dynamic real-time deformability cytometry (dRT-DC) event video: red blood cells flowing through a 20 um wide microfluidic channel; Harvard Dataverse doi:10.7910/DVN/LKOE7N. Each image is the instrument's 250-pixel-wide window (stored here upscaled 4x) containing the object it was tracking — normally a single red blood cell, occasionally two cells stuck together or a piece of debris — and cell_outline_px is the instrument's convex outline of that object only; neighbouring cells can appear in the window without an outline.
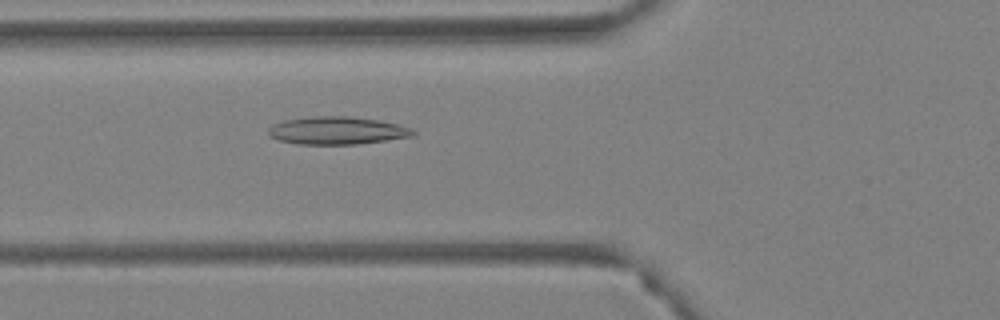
{"species": "Egyptian fruit bat (a non-hibernating species)", "species_latin": "Rousettus aegyptiacus", "temperature_condition": "warm", "stored_images_in_passage": 48, "camera_frame_rate_fps": 3000, "um_per_image_px": 0.085, "animal": {"sex": "female"}, "frame": {"image": 1, "passage_image": 14, "time_ms": 4.333, "image_size_px": [1000, 320], "cell_outline_px": [[416, 132], [412, 136], [356, 144], [296, 144], [280, 140], [272, 136], [268, 132], [268, 128], [272, 124], [284, 120], [312, 116], [348, 116], [380, 120], [412, 128]], "centroid_in_image_um": [28.63, 11.09], "position_along_channel_um": 97.2, "area_um2": 23.24}}
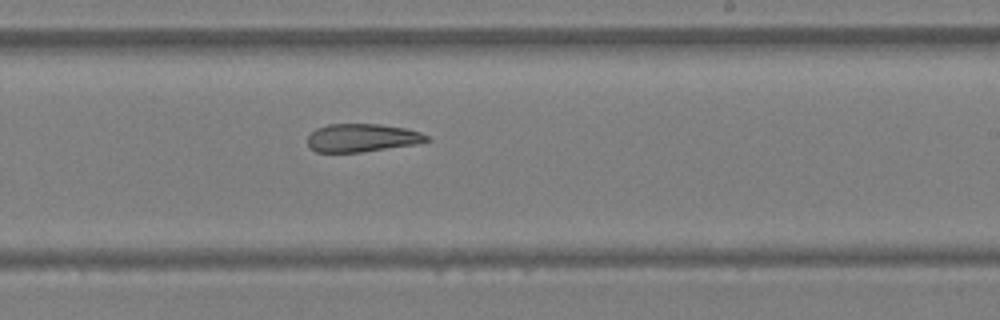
{"frame": {"image": 2, "passage_image": 27, "time_ms": 8.667, "image_size_px": [1000, 320], "cell_outline_px": [[432, 140], [416, 144], [360, 152], [316, 152], [308, 148], [308, 136], [316, 128], [328, 124], [380, 124], [408, 128], [420, 132], [428, 136]], "centroid_in_image_um": [30.78, 11.71], "position_along_channel_um": 258.2, "area_um2": 19.65}}
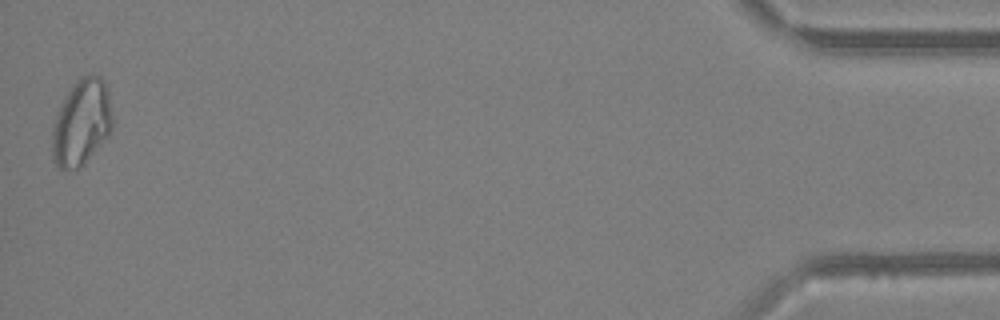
{"frame": {"image": 3, "passage_image": 48, "time_ms": 15.667, "image_size_px": [1000, 320], "cell_outline_px": [[112, 128], [108, 136], [84, 164], [76, 168], [60, 168], [52, 160], [52, 128], [56, 116], [64, 96], [72, 84], [76, 80], [84, 76], [100, 76], [104, 80], [108, 92], [112, 116]], "centroid_in_image_um": [6.92, 10.41], "position_along_channel_um": 428.3, "area_um2": 30.06}, "authors_computed_cell_mechanics": {"area_um2": 23.7847, "velocity_mm_per_s": 3.7144, "shape_relaxation_time_tau1_ms": null, "shape_relaxation_time_tau2_ms": 4.6599, "deformation_change_tau1": null, "deformation_change_tau2": 0.1201}}